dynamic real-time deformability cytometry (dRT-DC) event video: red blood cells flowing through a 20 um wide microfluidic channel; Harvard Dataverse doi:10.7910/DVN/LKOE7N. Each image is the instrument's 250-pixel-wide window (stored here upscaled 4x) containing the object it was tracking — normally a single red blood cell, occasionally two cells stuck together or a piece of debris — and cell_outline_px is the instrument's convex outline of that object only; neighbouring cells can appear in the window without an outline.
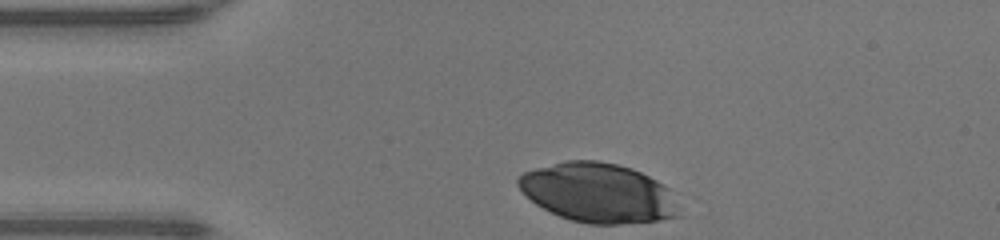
{"species": "human", "species_latin": "Homo sapiens", "temperature_condition": "warm", "stored_images_in_passage": 29, "camera_frame_rate_fps": 3000, "um_per_image_px": 0.085, "donor": {"sex": "male"}, "frame": {"image": 1, "passage_image": 1, "time_ms": 0.0, "image_size_px": [1000, 240], "cell_outline_px": [[680, 216], [660, 220], [620, 224], [588, 224], [572, 220], [560, 216], [536, 204], [516, 184], [516, 180], [524, 172], [536, 168], [564, 160], [596, 160], [616, 164], [632, 168], [656, 180], [668, 188]], "centroid_in_image_um": [50.82, 16.38], "position_along_channel_um": 34.2, "area_um2": 55.14}}